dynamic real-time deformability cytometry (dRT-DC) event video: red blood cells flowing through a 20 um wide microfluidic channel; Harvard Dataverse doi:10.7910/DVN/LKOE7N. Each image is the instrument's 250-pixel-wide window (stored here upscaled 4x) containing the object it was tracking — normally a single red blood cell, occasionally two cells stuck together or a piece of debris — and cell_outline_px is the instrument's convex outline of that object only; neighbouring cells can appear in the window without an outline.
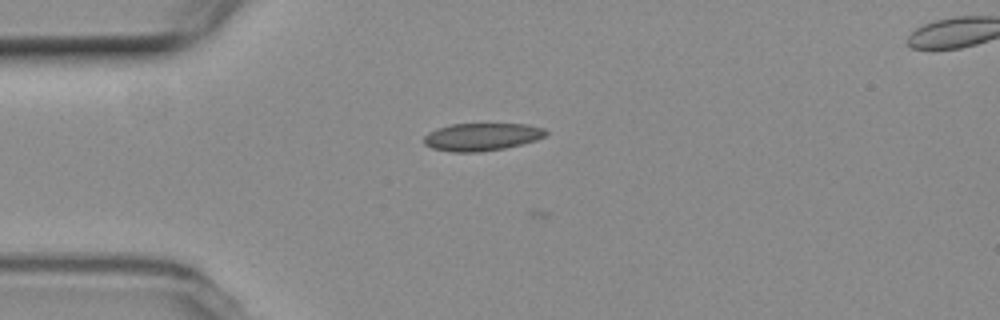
{"species": "common noctule bat (a hibernating species)", "species_latin": "Nyctalus noctula", "temperature_condition": "room temperature", "stored_images_in_passage": 8, "camera_frame_rate_fps": 3000, "um_per_image_px": 0.085, "animal": {"sex": "female", "body_mass_g": 19.3, "forearm_length_mm": 54.1}, "frame": {"image": 1, "passage_image": 4, "time_ms": 5.0, "image_size_px": [1000, 320], "cell_outline_px": [[548, 132], [544, 136], [536, 140], [504, 148], [480, 152], [452, 152], [432, 148], [424, 144], [424, 136], [428, 132], [436, 128], [448, 124], [528, 124], [544, 128]], "centroid_in_image_um": [40.92, 11.62], "position_along_channel_um": 44.1, "area_um2": 19.71}}
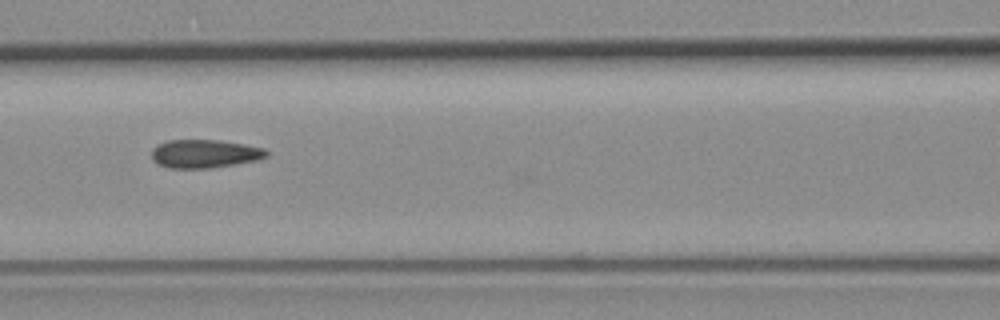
{"frame": {"image": 2, "passage_image": 7, "time_ms": 8.333, "image_size_px": [1000, 320], "cell_outline_px": [[268, 156], [256, 160], [208, 168], [172, 168], [160, 164], [152, 160], [152, 148], [156, 144], [168, 140], [220, 140], [244, 144], [264, 148], [268, 152]], "centroid_in_image_um": [17.37, 13.05], "position_along_channel_um": 149.2, "area_um2": 18.84}}
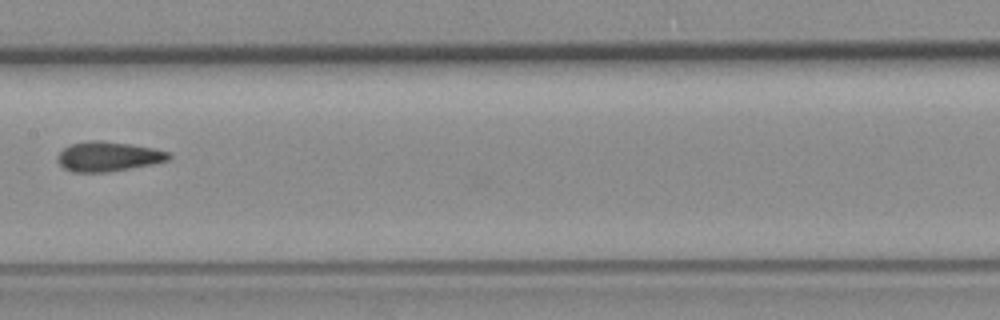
{"frame": {"image": 3, "passage_image": 8, "time_ms": 9.667, "image_size_px": [1000, 320], "cell_outline_px": [[172, 156], [168, 160], [156, 164], [108, 172], [72, 172], [64, 168], [60, 164], [60, 152], [64, 148], [72, 144], [88, 140], [104, 140], [152, 148], [168, 152]], "centroid_in_image_um": [9.24, 13.31], "position_along_channel_um": 198.2, "area_um2": 19.13}}